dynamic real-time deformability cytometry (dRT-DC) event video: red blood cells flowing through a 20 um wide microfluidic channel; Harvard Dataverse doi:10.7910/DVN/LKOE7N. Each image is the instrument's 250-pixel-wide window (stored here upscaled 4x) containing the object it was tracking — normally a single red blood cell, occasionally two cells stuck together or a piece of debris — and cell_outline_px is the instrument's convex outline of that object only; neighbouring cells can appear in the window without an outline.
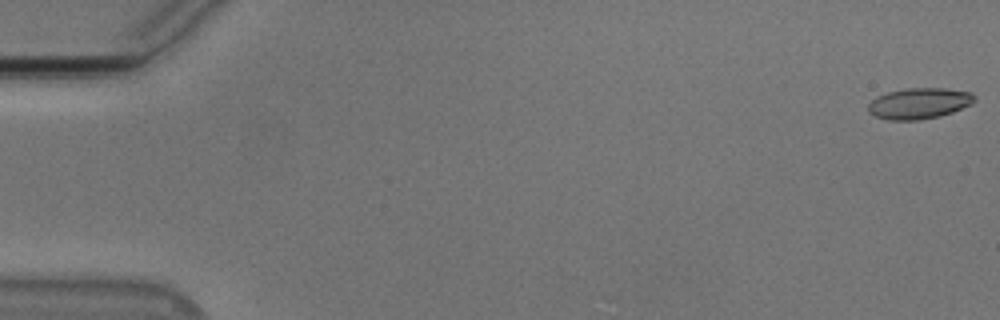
{"species": "Egyptian fruit bat (a non-hibernating species)", "species_latin": "Rousettus aegyptiacus", "temperature_condition": "cold", "stored_images_in_passage": 56, "camera_frame_rate_fps": 3000, "um_per_image_px": 0.085, "animal": {"sex": "male"}, "frame": {"image": 1, "passage_image": 1, "time_ms": 0.0, "image_size_px": [1000, 320], "cell_outline_px": [[976, 100], [972, 104], [952, 112], [940, 116], [920, 120], [888, 120], [876, 116], [868, 112], [868, 104], [876, 96], [888, 92], [904, 88], [944, 88], [972, 92], [976, 96]], "centroid_in_image_um": [78.14, 8.78], "position_along_channel_um": 6.9, "area_um2": 19.36}}
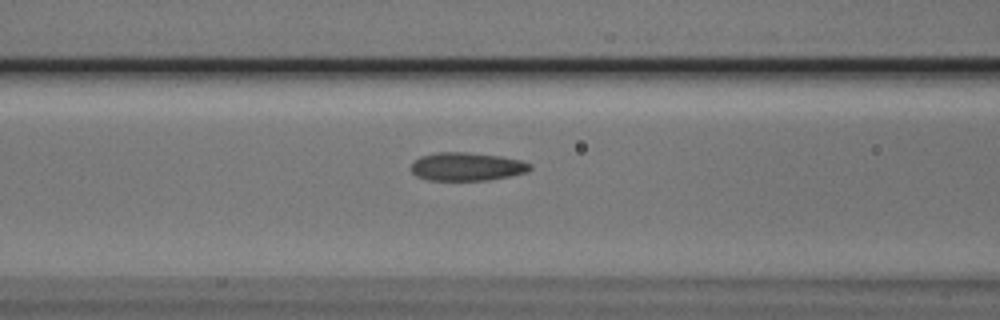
{"frame": {"image": 2, "passage_image": 23, "time_ms": 7.333, "image_size_px": [1000, 320], "cell_outline_px": [[532, 168], [524, 172], [508, 176], [488, 180], [428, 180], [416, 176], [412, 172], [412, 160], [420, 156], [436, 152], [468, 152], [500, 156], [520, 160], [532, 164]], "centroid_in_image_um": [39.64, 14.15], "position_along_channel_um": 127.0, "area_um2": 19.59}}
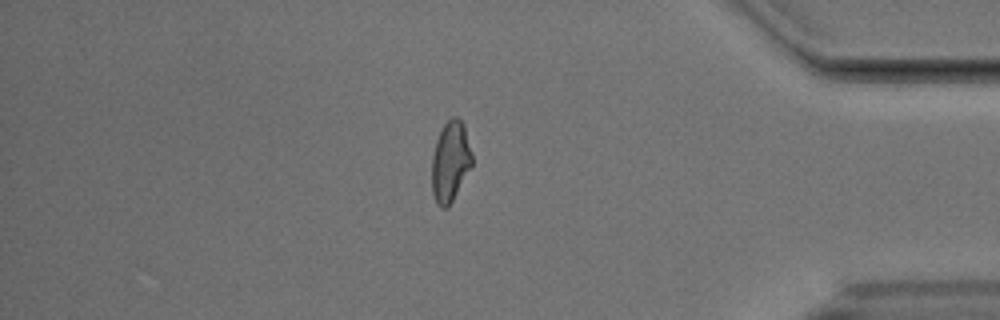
{"frame": {"image": 3, "passage_image": 47, "time_ms": 15.333, "image_size_px": [1000, 320], "cell_outline_px": [[472, 164], [448, 208], [440, 208], [436, 204], [432, 192], [432, 156], [436, 140], [444, 124], [452, 116], [456, 116], [464, 124], [472, 152]], "centroid_in_image_um": [38.27, 13.73], "position_along_channel_um": 396.9, "area_um2": 18.84}, "authors_computed_cell_mechanics": {"area_um2": 19.2474, "velocity_mm_per_s": 3.7646, "shape_relaxation_time_tau1_ms": 7.428, "shape_relaxation_time_tau2_ms": 1.6792, "deformation_change_tau1": 0.2064, "deformation_change_tau2": 0.0911}}